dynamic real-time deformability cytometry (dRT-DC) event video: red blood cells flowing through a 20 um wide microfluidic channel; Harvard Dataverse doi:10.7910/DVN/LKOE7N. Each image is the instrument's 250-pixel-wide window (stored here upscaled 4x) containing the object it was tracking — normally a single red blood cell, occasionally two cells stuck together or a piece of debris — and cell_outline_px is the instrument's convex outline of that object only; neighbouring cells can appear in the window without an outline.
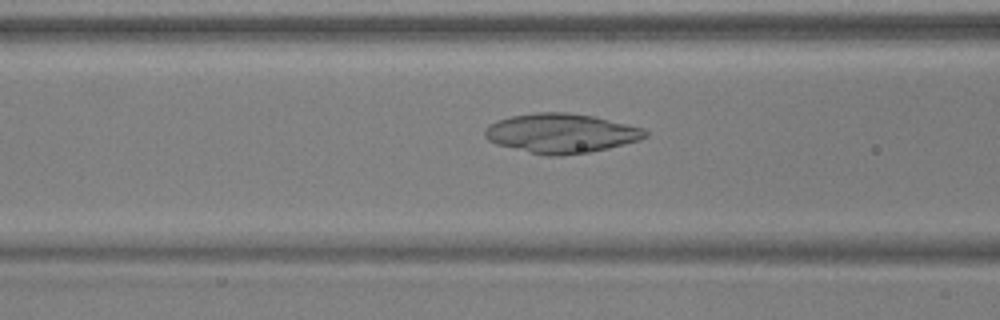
{"species": "common noctule bat (a hibernating species)", "species_latin": "Nyctalus noctula", "temperature_condition": "warm", "stored_images_in_passage": 52, "camera_frame_rate_fps": 3000, "um_per_image_px": 0.085, "animal": {"sex": "male", "body_mass_g": 17.9, "forearm_length_mm": 54.2}, "frame": {"image": 1, "passage_image": 21, "time_ms": 6.667, "image_size_px": [1000, 320], "cell_outline_px": [[648, 136], [640, 140], [608, 148], [588, 152], [560, 156], [548, 156], [496, 144], [488, 140], [484, 136], [484, 128], [488, 124], [496, 120], [512, 116], [536, 112], [568, 112], [592, 116], [644, 128], [648, 132]], "centroid_in_image_um": [47.67, 11.32], "position_along_channel_um": 118.9, "area_um2": 36.82}}
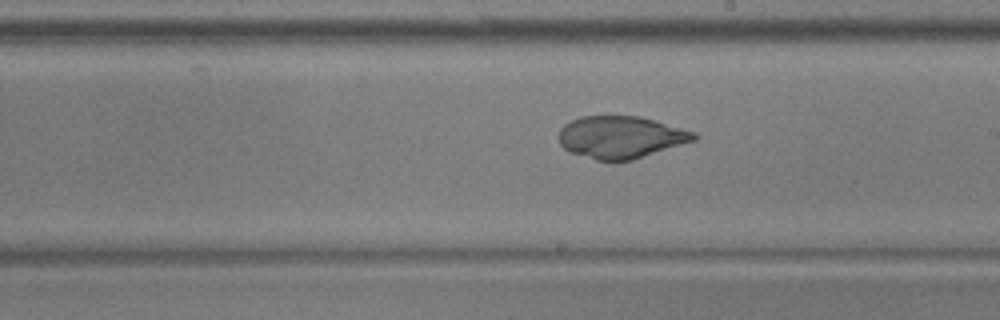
{"frame": {"image": 2, "passage_image": 30, "time_ms": 9.667, "image_size_px": [1000, 320], "cell_outline_px": [[696, 140], [632, 160], [612, 164], [596, 160], [572, 152], [564, 148], [560, 144], [560, 128], [564, 124], [580, 116], [640, 116], [656, 120], [696, 132]], "centroid_in_image_um": [52.78, 11.67], "position_along_channel_um": 236.2, "area_um2": 33.58}}
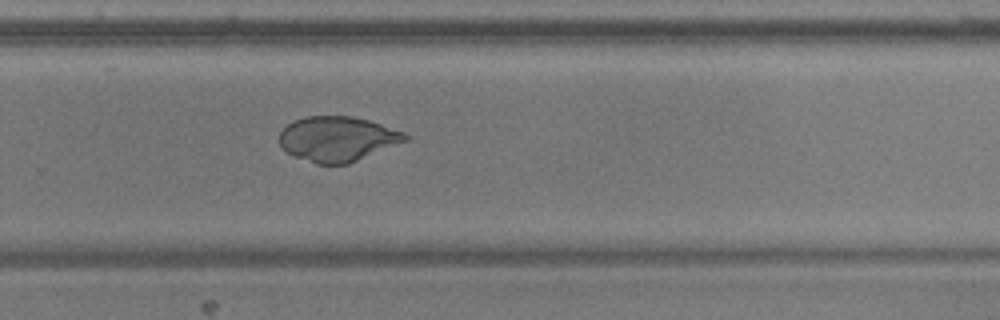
{"frame": {"image": 3, "passage_image": 35, "time_ms": 11.333, "image_size_px": [1000, 320], "cell_outline_px": [[408, 140], [348, 164], [316, 164], [284, 152], [280, 148], [280, 132], [292, 120], [304, 116], [352, 116], [368, 120], [404, 132], [408, 136]], "centroid_in_image_um": [28.65, 11.8], "position_along_channel_um": 301.2, "area_um2": 33.0}}